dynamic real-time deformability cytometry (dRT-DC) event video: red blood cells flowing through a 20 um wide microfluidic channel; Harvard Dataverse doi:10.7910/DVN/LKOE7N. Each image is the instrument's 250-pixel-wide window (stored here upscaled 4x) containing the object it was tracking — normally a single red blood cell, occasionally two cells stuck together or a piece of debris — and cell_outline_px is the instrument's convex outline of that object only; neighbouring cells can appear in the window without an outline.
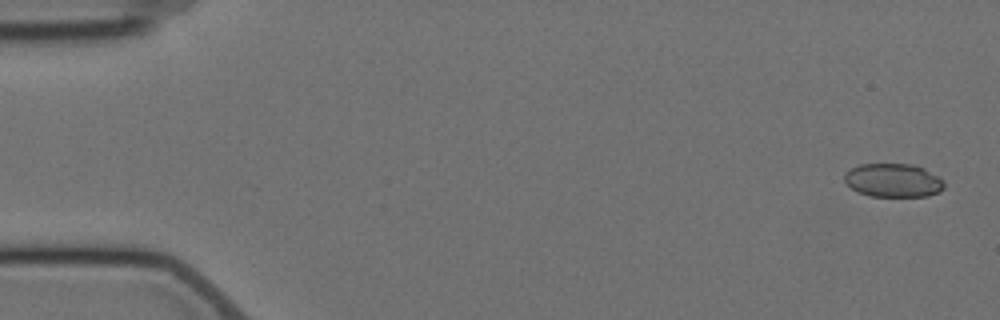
{"species": "Egyptian fruit bat (a non-hibernating species)", "species_latin": "Rousettus aegyptiacus", "temperature_condition": "cold", "stored_images_in_passage": 5, "camera_frame_rate_fps": 3000, "um_per_image_px": 0.085, "animal": {"sex": "female"}, "frame": {"image": 1, "passage_image": 1, "time_ms": 0.0, "image_size_px": [1000, 320], "cell_outline_px": [[944, 188], [928, 196], [868, 196], [856, 192], [844, 180], [844, 172], [860, 164], [912, 164], [924, 168], [936, 176], [944, 184]], "centroid_in_image_um": [75.87, 15.33], "position_along_channel_um": 9.1, "area_um2": 19.36}}
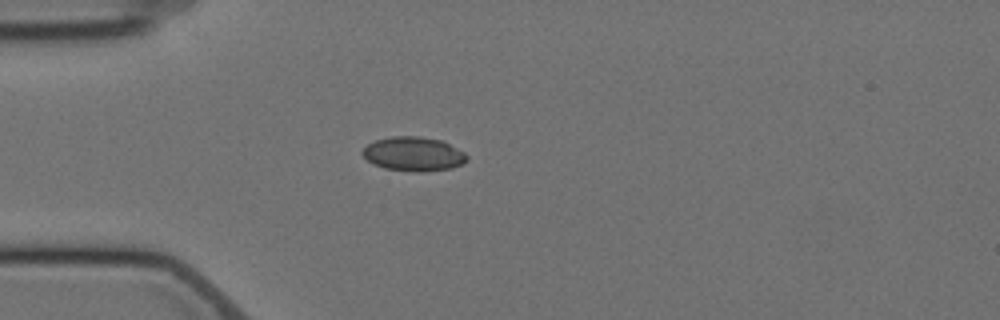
{"frame": {"image": 2, "passage_image": 5, "time_ms": 4.667, "image_size_px": [1000, 320], "cell_outline_px": [[468, 160], [452, 168], [420, 172], [412, 172], [384, 168], [372, 164], [360, 152], [368, 144], [376, 140], [392, 136], [420, 136], [440, 140], [464, 152], [468, 156]], "centroid_in_image_um": [35.13, 13.09], "position_along_channel_um": 49.9, "area_um2": 20.75}}